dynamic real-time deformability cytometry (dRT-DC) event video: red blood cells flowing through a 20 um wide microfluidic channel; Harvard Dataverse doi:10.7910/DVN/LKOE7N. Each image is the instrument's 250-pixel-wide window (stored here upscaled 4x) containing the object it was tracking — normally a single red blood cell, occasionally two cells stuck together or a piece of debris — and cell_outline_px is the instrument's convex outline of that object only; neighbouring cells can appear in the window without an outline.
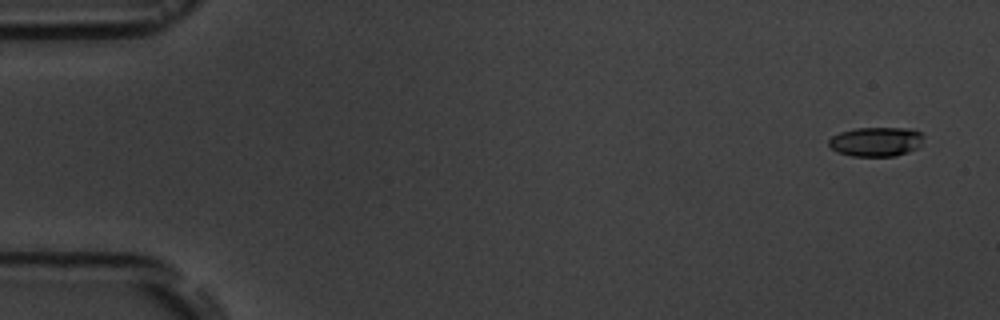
{"species": "common noctule bat (a hibernating species)", "species_latin": "Nyctalus noctula", "temperature_condition": "room temperature", "stored_images_in_passage": 5, "camera_frame_rate_fps": 3000, "um_per_image_px": 0.085, "animal": {"sex": "male", "body_mass_g": 19.5, "forearm_length_mm": 54.6}, "frame": {"image": 1, "passage_image": 1, "time_ms": 0.0, "image_size_px": [1000, 320], "cell_outline_px": [[924, 136], [920, 144], [916, 148], [908, 152], [896, 156], [852, 156], [836, 152], [828, 144], [828, 140], [832, 136], [840, 132], [856, 128], [912, 128], [920, 132]], "centroid_in_image_um": [74.46, 12.04], "position_along_channel_um": 10.5, "area_um2": 16.3}}
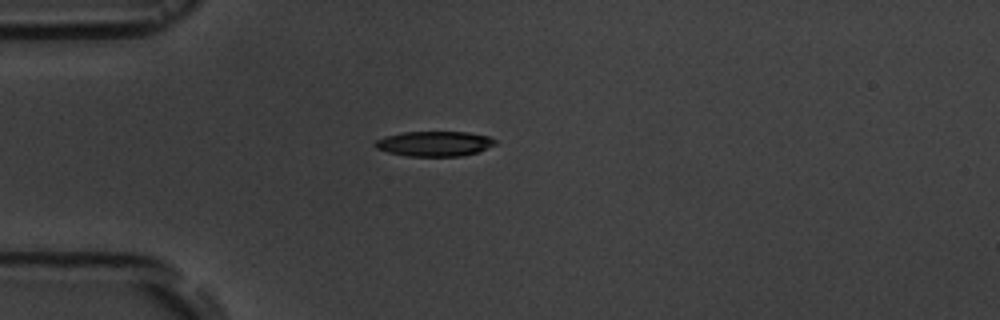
{"frame": {"image": 2, "passage_image": 5, "time_ms": 4.333, "image_size_px": [1000, 320], "cell_outline_px": [[500, 144], [464, 156], [408, 156], [388, 152], [376, 148], [372, 144], [376, 140], [384, 136], [404, 132], [468, 132], [488, 136], [496, 140]], "centroid_in_image_um": [36.95, 12.21], "position_along_channel_um": 48.0, "area_um2": 17.69}}